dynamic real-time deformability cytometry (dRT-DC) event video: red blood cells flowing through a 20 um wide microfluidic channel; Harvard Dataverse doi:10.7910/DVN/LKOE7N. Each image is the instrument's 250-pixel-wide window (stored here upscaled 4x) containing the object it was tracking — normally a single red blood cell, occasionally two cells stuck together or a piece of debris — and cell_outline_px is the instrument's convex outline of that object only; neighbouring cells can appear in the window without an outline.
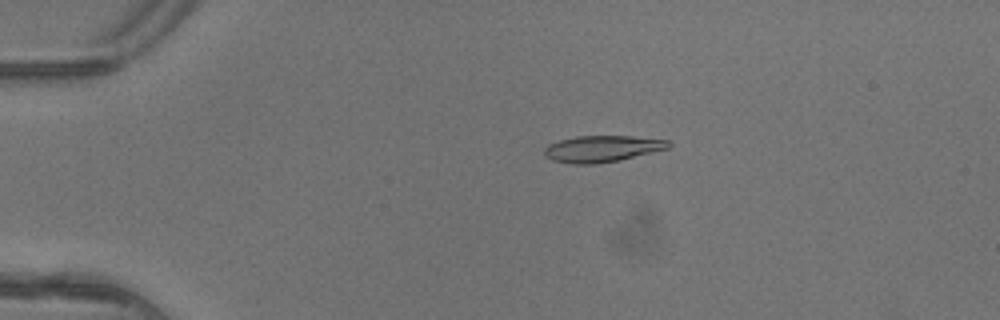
{"species": "common noctule bat (a hibernating species)", "species_latin": "Nyctalus noctula", "temperature_condition": "warm", "stored_images_in_passage": 3, "camera_frame_rate_fps": 3000, "um_per_image_px": 0.085, "animal": {"sex": "female"}, "frame": {"image": 1, "passage_image": 1, "time_ms": 0.0, "image_size_px": [1000, 320], "cell_outline_px": [[672, 144], [668, 148], [620, 160], [596, 164], [572, 164], [552, 160], [544, 156], [544, 148], [548, 144], [560, 140], [576, 136], [632, 136], [668, 140]], "centroid_in_image_um": [51.15, 12.64], "position_along_channel_um": 33.8, "area_um2": 19.19}}